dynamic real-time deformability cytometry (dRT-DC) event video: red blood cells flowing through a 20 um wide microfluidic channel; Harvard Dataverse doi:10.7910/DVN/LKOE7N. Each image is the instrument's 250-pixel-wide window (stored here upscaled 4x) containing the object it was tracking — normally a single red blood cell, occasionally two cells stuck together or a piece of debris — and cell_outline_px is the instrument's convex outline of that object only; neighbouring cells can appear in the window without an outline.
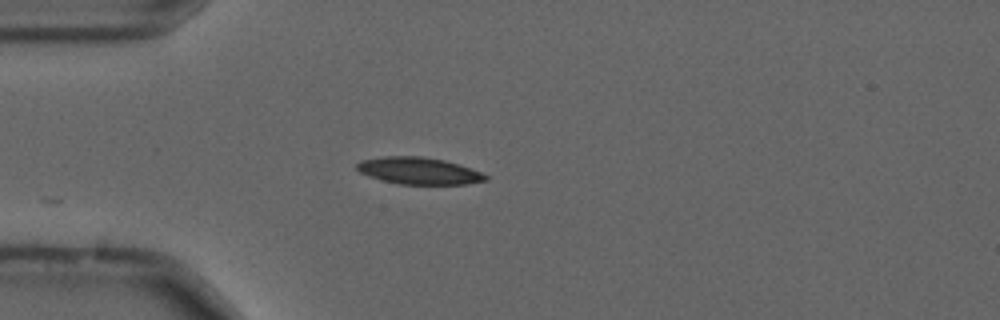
{"species": "common noctule bat (a hibernating species)", "species_latin": "Nyctalus noctula", "temperature_condition": "cold", "stored_images_in_passage": 15, "camera_frame_rate_fps": 3000, "um_per_image_px": 0.085, "animal": {"sex": "male", "forearm_length_mm": 52.5}, "frame": {"image": 1, "passage_image": 1, "time_ms": 0.0, "image_size_px": [1000, 320], "cell_outline_px": [[488, 180], [468, 184], [400, 184], [380, 180], [368, 176], [360, 172], [356, 168], [356, 164], [360, 160], [384, 156], [424, 156], [444, 160], [480, 172], [488, 176]], "centroid_in_image_um": [35.56, 14.52], "position_along_channel_um": 49.4, "area_um2": 20.17}}
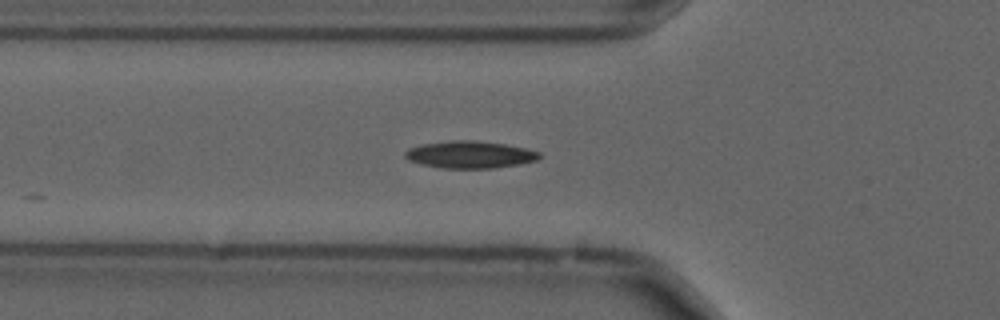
{"frame": {"image": 2, "passage_image": 5, "time_ms": 1.333, "image_size_px": [1000, 320], "cell_outline_px": [[540, 156], [536, 160], [520, 164], [496, 168], [440, 168], [420, 164], [408, 160], [404, 156], [404, 152], [408, 148], [424, 144], [452, 140], [476, 140], [504, 144], [524, 148], [540, 152]], "centroid_in_image_um": [39.91, 13.14], "position_along_channel_um": 85.9, "area_um2": 21.27}}
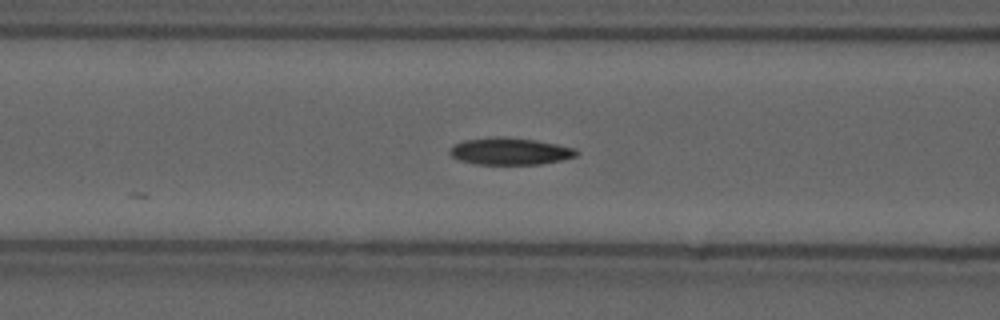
{"frame": {"image": 3, "passage_image": 8, "time_ms": 2.333, "image_size_px": [1000, 320], "cell_outline_px": [[580, 152], [576, 156], [560, 160], [540, 164], [476, 164], [456, 160], [448, 152], [448, 148], [452, 144], [464, 140], [496, 136], [508, 136], [536, 140], [576, 148]], "centroid_in_image_um": [43.3, 12.84], "position_along_channel_um": 123.3, "area_um2": 20.29}}